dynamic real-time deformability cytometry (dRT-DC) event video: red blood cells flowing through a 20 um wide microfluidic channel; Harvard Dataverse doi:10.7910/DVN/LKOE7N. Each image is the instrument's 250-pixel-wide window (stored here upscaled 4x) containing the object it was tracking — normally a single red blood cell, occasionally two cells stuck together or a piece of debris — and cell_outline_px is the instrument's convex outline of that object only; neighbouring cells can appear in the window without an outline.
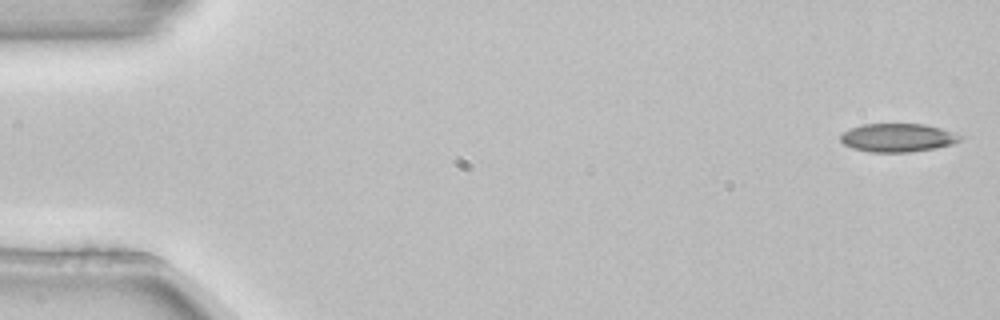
{"species": "common noctule bat (a hibernating species)", "species_latin": "Nyctalus noctula", "temperature_condition": "room temperature", "stored_images_in_passage": 5, "segment_of_instrument_passage": [2, 2], "camera_frame_rate_fps": 3000, "um_per_image_px": 0.085, "animal": {"sex": "female", "body_mass_g": 22.7, "forearm_length_mm": 54.2}, "frame": {"image": 1, "passage_image": 5, "time_ms": 1.333, "image_size_px": [1000, 320], "cell_outline_px": [[964, 136], [960, 140], [952, 144], [932, 148], [908, 152], [868, 152], [852, 148], [844, 144], [840, 140], [840, 136], [844, 132], [852, 128], [864, 124], [924, 124], [940, 128]], "centroid_in_image_um": [76.29, 11.7], "position_along_channel_um": 8.7, "area_um2": 19.59}}